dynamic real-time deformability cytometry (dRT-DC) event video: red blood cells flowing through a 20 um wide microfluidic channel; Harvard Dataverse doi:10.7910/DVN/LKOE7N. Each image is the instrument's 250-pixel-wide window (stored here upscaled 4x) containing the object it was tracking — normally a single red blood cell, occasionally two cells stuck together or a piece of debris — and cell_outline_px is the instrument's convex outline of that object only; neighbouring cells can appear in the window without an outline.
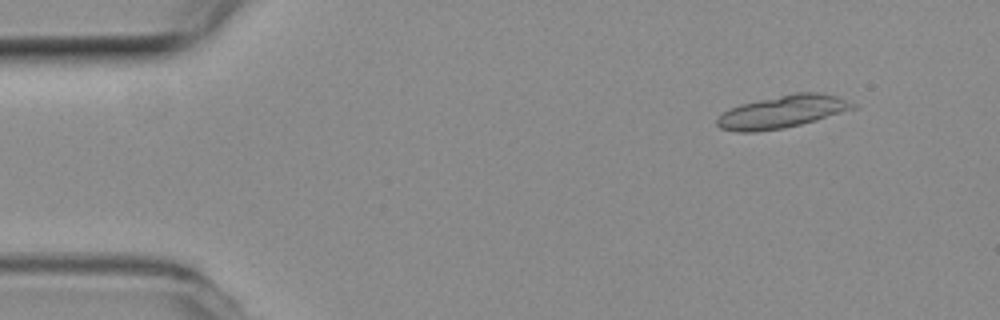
{"species": "common noctule bat (a hibernating species)", "species_latin": "Nyctalus noctula", "temperature_condition": "room temperature", "stored_images_in_passage": 21, "camera_frame_rate_fps": 3000, "um_per_image_px": 0.085, "animal": {"sex": "female", "body_mass_g": 19.3, "forearm_length_mm": 54.1}, "frame": {"image": 1, "passage_image": 5, "time_ms": 1.333, "image_size_px": [1000, 320], "cell_outline_px": [[860, 108], [816, 120], [784, 128], [756, 132], [736, 132], [720, 128], [716, 124], [716, 120], [728, 108], [740, 104], [796, 92], [820, 92], [836, 96], [856, 104]], "centroid_in_image_um": [66.53, 9.5], "position_along_channel_um": 18.5, "area_um2": 25.89}}
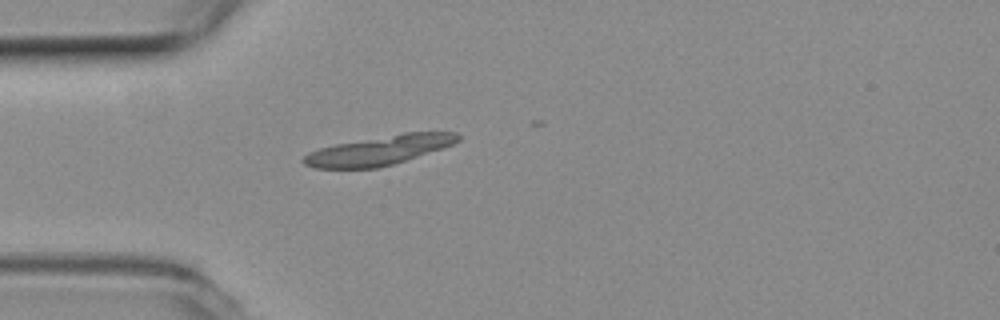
{"frame": {"image": 2, "passage_image": 14, "time_ms": 4.333, "image_size_px": [1000, 320], "cell_outline_px": [[460, 140], [452, 144], [392, 164], [376, 168], [316, 168], [304, 164], [300, 160], [308, 152], [320, 148], [336, 144], [404, 132], [456, 132], [460, 136]], "centroid_in_image_um": [32.18, 12.77], "position_along_channel_um": 52.8, "area_um2": 25.89}}